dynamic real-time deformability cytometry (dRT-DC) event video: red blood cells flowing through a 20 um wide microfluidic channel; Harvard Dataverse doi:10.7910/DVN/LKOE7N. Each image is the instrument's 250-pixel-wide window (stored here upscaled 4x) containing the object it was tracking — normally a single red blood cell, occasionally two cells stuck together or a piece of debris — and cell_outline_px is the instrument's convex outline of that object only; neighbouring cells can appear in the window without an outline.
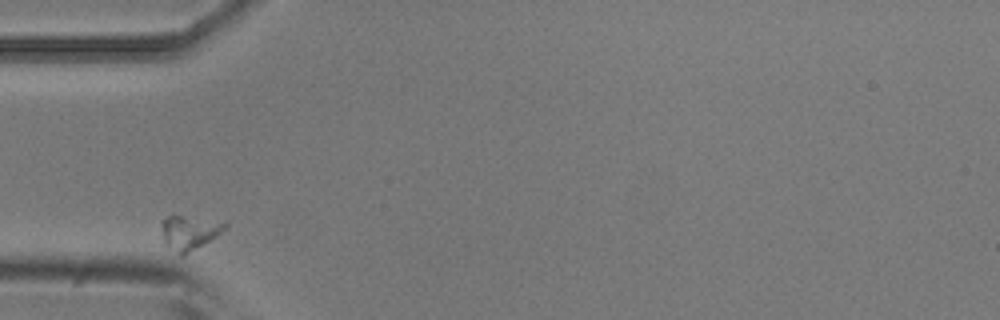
{"species": "common noctule bat (a hibernating species)", "species_latin": "Nyctalus noctula", "temperature_condition": "room temperature", "stored_images_in_passage": 3, "camera_frame_rate_fps": 3000, "um_per_image_px": 0.085, "animal": {"sex": "male", "body_mass_g": 20.5, "forearm_length_mm": 52.5}, "frame": {"image": 1, "passage_image": 1, "time_ms": 0.0, "image_size_px": [1000, 320], "cell_outline_px": [[228, 224], [216, 236], [184, 256], [180, 256], [164, 244], [160, 224], [160, 220], [168, 216], [180, 216], [224, 220]], "centroid_in_image_um": [16.06, 19.76], "position_along_channel_um": 68.9, "area_um2": 12.83}}
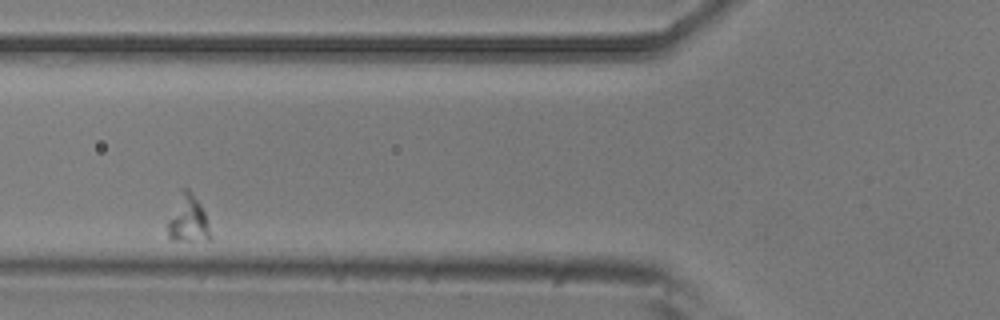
{"frame": {"image": 2, "passage_image": 2, "time_ms": 0.333, "image_size_px": [1000, 320], "cell_outline_px": [[212, 240], [172, 240], [168, 236], [168, 220], [184, 188], [188, 188], [200, 204], [204, 212], [212, 236]], "centroid_in_image_um": [16.02, 18.69], "position_along_channel_um": 109.8, "area_um2": 11.27}}